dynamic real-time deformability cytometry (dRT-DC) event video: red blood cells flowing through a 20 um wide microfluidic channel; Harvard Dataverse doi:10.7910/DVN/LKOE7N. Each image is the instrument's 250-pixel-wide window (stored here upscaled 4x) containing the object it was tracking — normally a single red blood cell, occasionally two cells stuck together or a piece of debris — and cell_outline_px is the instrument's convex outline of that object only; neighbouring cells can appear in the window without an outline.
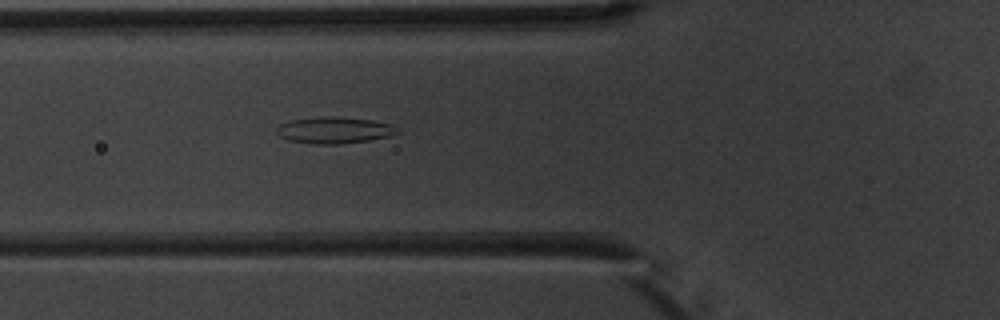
{"species": "common noctule bat (a hibernating species)", "species_latin": "Nyctalus noctula", "temperature_condition": "warm", "stored_images_in_passage": 5, "camera_frame_rate_fps": 3000, "um_per_image_px": 0.085, "animal": {"sex": "male", "body_mass_g": 20.1, "forearm_length_mm": 53.5}, "frame": {"image": 1, "passage_image": 5, "time_ms": 5.333, "image_size_px": [1000, 320], "cell_outline_px": [[400, 132], [388, 136], [368, 140], [340, 144], [312, 144], [288, 140], [280, 136], [276, 132], [276, 128], [280, 124], [292, 120], [320, 116], [336, 116], [372, 120], [392, 124], [400, 128]], "centroid_in_image_um": [28.43, 11.06], "position_along_channel_um": 97.4, "area_um2": 18.79}}